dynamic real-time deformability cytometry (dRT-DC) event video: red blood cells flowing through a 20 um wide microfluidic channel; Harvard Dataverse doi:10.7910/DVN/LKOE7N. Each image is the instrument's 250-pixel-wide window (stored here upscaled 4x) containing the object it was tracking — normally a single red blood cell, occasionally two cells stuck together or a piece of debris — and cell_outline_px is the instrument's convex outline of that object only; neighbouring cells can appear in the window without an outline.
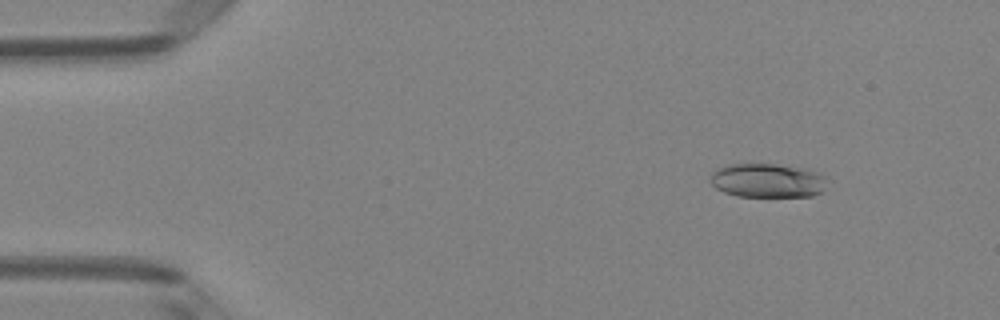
{"species": "Egyptian fruit bat (a non-hibernating species)", "species_latin": "Rousettus aegyptiacus", "temperature_condition": "room temperature", "stored_images_in_passage": 49, "camera_frame_rate_fps": 3000, "um_per_image_px": 0.085, "animal": {"sex": "female"}, "frame": {"image": 1, "passage_image": 6, "time_ms": 1.667, "image_size_px": [1000, 320], "cell_outline_px": [[828, 176], [820, 192], [812, 196], [736, 196], [724, 192], [716, 188], [712, 184], [712, 172], [728, 164], [776, 164], [804, 168], [820, 172]], "centroid_in_image_um": [65.27, 15.33], "position_along_channel_um": 19.7, "area_um2": 23.06}}
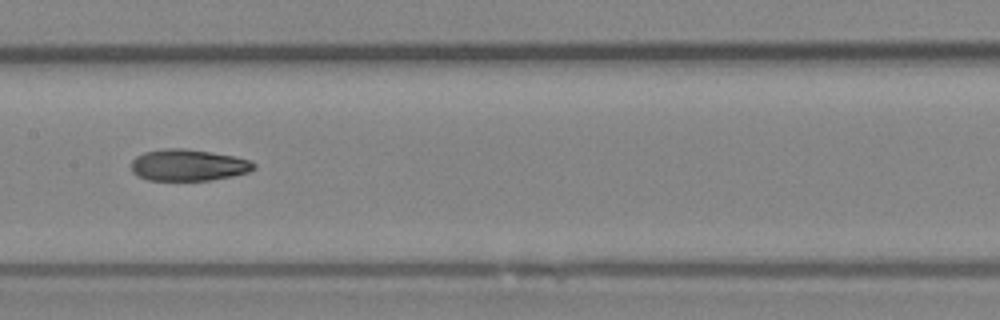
{"frame": {"image": 2, "passage_image": 25, "time_ms": 8.0, "image_size_px": [1000, 320], "cell_outline_px": [[256, 168], [248, 172], [232, 176], [208, 180], [148, 180], [136, 176], [132, 172], [132, 160], [136, 156], [144, 152], [164, 148], [180, 148], [236, 156], [252, 160], [256, 164]], "centroid_in_image_um": [16.01, 14.03], "position_along_channel_um": 191.4, "area_um2": 22.6}}
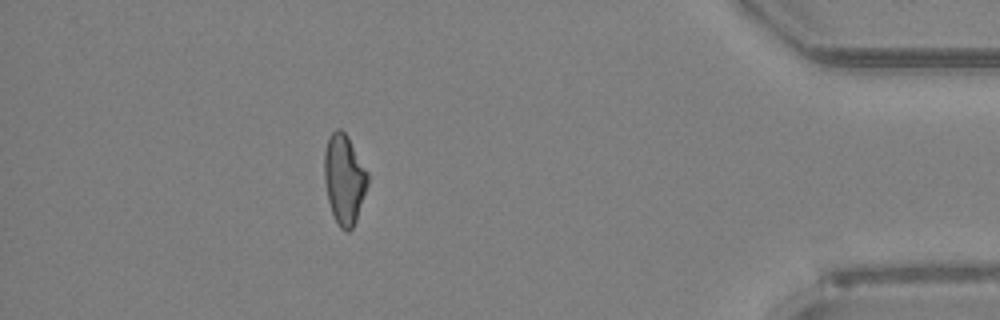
{"frame": {"image": 3, "passage_image": 44, "time_ms": 14.333, "image_size_px": [1000, 320], "cell_outline_px": [[368, 184], [356, 220], [352, 228], [348, 232], [344, 232], [340, 228], [332, 212], [328, 200], [324, 180], [324, 152], [328, 136], [336, 128], [340, 128], [348, 136], [368, 172]], "centroid_in_image_um": [29.25, 15.21], "position_along_channel_um": 406.0, "area_um2": 22.77}, "authors_computed_cell_mechanics": {"area_um2": 22.9466, "velocity_mm_per_s": 4.1494, "shape_relaxation_time_tau1_ms": 7.495, "shape_relaxation_time_tau2_ms": 3.6526, "deformation_change_tau1": 0.1863, "deformation_change_tau2": 0.1124}}